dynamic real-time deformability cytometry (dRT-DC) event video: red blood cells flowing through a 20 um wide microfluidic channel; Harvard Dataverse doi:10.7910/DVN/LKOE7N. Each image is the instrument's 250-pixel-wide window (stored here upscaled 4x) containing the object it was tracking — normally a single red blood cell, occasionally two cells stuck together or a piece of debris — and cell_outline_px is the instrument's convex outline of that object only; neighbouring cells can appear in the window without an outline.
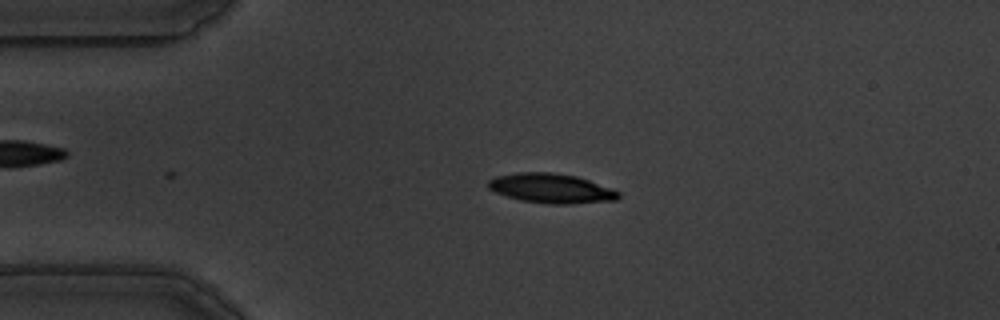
{"species": "common noctule bat (a hibernating species)", "species_latin": "Nyctalus noctula", "temperature_condition": "warm", "stored_images_in_passage": 39, "camera_frame_rate_fps": 3000, "um_per_image_px": 0.085, "animal": {"sex": "male", "body_mass_g": 19.5, "forearm_length_mm": 54.6}, "frame": {"image": 1, "passage_image": 1, "time_ms": 0.0, "image_size_px": [1000, 320], "cell_outline_px": [[620, 196], [616, 200], [572, 204], [548, 204], [520, 200], [496, 192], [488, 188], [488, 180], [496, 176], [516, 172], [548, 172], [576, 176], [612, 188], [620, 192]], "centroid_in_image_um": [46.86, 16.01], "position_along_channel_um": 38.1, "area_um2": 22.43}}
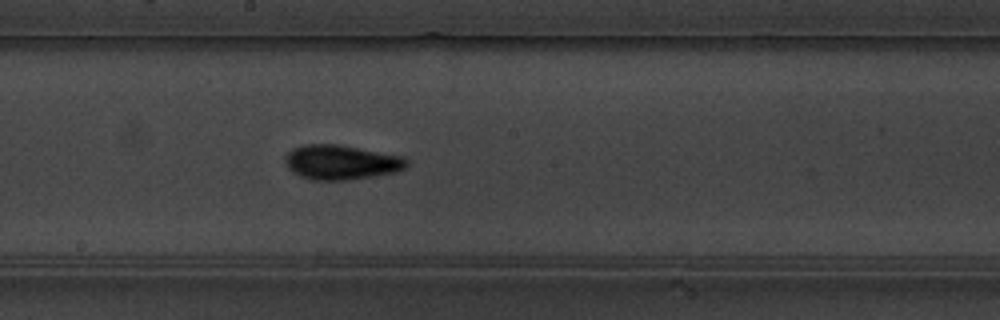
{"frame": {"image": 2, "passage_image": 19, "time_ms": 6.0, "image_size_px": [1000, 320], "cell_outline_px": [[408, 164], [404, 168], [396, 172], [348, 180], [312, 180], [300, 176], [292, 172], [288, 168], [284, 160], [284, 156], [292, 148], [304, 144], [340, 144], [404, 156], [408, 160]], "centroid_in_image_um": [28.98, 13.78], "position_along_channel_um": 219.2, "area_um2": 24.8}}
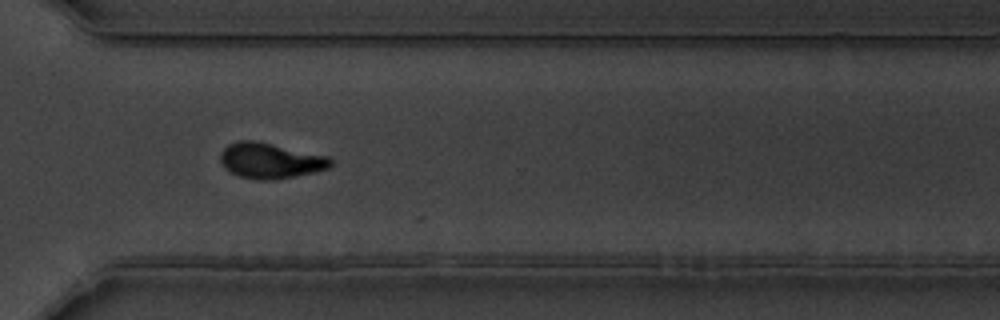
{"frame": {"image": 3, "passage_image": 30, "time_ms": 9.667, "image_size_px": [1000, 320], "cell_outline_px": [[332, 164], [328, 168], [316, 172], [276, 180], [260, 180], [240, 176], [224, 168], [220, 160], [220, 152], [228, 144], [236, 140], [256, 140], [328, 156], [332, 160]], "centroid_in_image_um": [22.97, 13.65], "position_along_channel_um": 347.6, "area_um2": 23.0}, "authors_computed_cell_mechanics": {"area_um2": 23.0044, "velocity_mm_per_s": 3.5124, "shape_relaxation_time_tau1_ms": 3.4441, "shape_relaxation_time_tau2_ms": 2.5432, "deformation_change_tau1": 0.1456, "deformation_change_tau2": 0.0861}}